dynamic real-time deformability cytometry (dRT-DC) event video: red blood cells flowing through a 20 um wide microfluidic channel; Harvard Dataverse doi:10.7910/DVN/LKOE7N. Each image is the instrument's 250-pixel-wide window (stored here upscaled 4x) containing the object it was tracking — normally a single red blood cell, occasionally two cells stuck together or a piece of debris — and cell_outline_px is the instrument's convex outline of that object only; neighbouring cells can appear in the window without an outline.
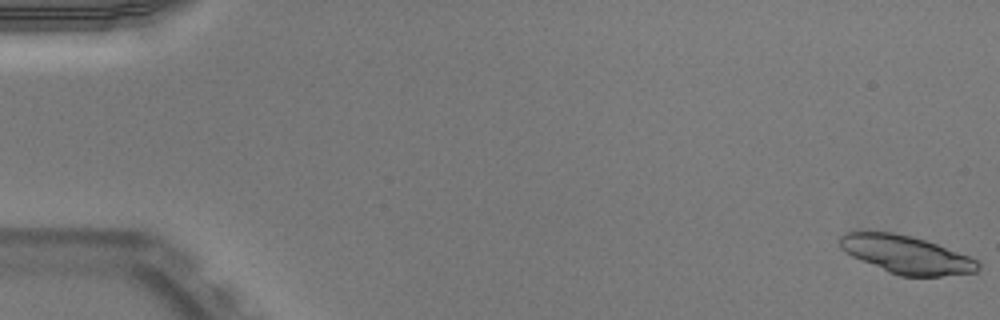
{"species": "Egyptian fruit bat (a non-hibernating species)", "species_latin": "Rousettus aegyptiacus", "temperature_condition": "warm", "stored_images_in_passage": 52, "camera_frame_rate_fps": 3000, "um_per_image_px": 0.085, "animal": {"sex": "male"}, "frame": {"image": 1, "passage_image": 1, "time_ms": 0.0, "image_size_px": [1000, 320], "cell_outline_px": [[980, 268], [976, 272], [940, 276], [900, 276], [888, 272], [860, 260], [844, 252], [840, 248], [840, 236], [844, 232], [892, 232], [912, 236], [936, 244], [968, 256], [976, 260], [980, 264]], "centroid_in_image_um": [77.0, 21.64], "position_along_channel_um": 8.0, "area_um2": 30.29}}
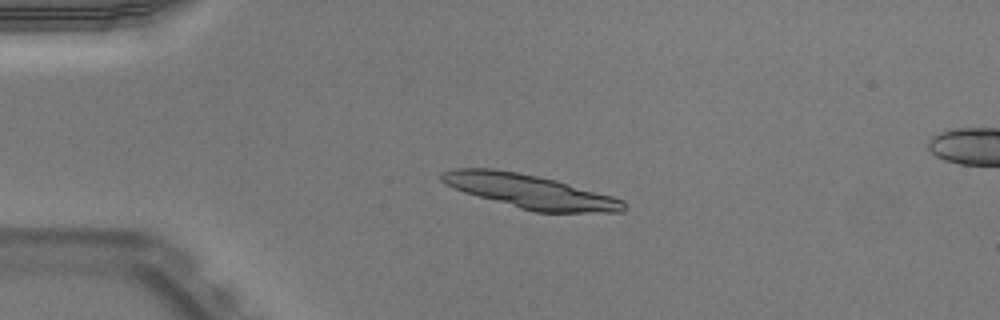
{"frame": {"image": 2, "passage_image": 13, "time_ms": 4.0, "image_size_px": [1000, 320], "cell_outline_px": [[628, 208], [624, 212], [536, 212], [520, 208], [464, 192], [444, 184], [440, 180], [440, 172], [452, 168], [492, 168], [516, 172], [556, 180], [612, 196], [624, 200]], "centroid_in_image_um": [45.04, 16.26], "position_along_channel_um": 40.0, "area_um2": 35.72}}